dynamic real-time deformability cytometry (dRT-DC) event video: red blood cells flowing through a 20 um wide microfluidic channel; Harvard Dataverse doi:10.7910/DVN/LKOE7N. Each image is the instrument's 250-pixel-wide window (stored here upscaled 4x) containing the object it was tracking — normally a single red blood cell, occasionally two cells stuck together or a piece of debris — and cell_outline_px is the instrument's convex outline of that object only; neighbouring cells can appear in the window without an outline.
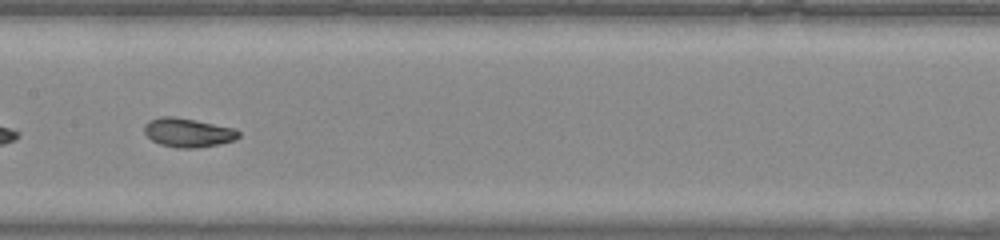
{"species": "common noctule bat (a hibernating species)", "species_latin": "Nyctalus noctula", "temperature_condition": "warm", "stored_images_in_passage": 36, "camera_frame_rate_fps": 3000, "um_per_image_px": 0.085, "animal": {"sex": "male", "body_mass_g": 20.0, "forearm_length_mm": 53.3}, "frame": {"image": 1, "passage_image": 21, "time_ms": 6.667, "image_size_px": [1000, 240], "cell_outline_px": [[240, 136], [236, 140], [196, 148], [176, 148], [160, 144], [152, 140], [144, 132], [144, 124], [148, 120], [160, 116], [176, 116], [236, 128], [240, 132]], "centroid_in_image_um": [15.98, 11.25], "position_along_channel_um": 191.4, "area_um2": 16.13}}